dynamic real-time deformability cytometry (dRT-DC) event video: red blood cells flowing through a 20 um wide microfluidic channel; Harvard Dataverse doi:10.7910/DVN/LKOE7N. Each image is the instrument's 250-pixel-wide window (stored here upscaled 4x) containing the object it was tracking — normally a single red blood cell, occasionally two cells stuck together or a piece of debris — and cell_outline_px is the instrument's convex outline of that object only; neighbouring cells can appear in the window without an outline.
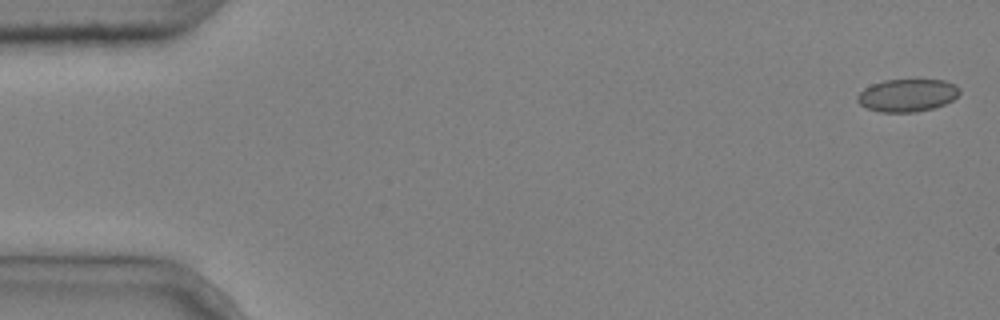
{"species": "common noctule bat (a hibernating species)", "species_latin": "Nyctalus noctula", "temperature_condition": "cold", "stored_images_in_passage": 6, "camera_frame_rate_fps": 3000, "um_per_image_px": 0.085, "animal": {"sex": "male", "body_mass_g": 20.4}, "frame": {"image": 1, "passage_image": 1, "time_ms": 0.0, "image_size_px": [1000, 320], "cell_outline_px": [[960, 92], [952, 100], [944, 104], [932, 108], [916, 112], [880, 112], [868, 108], [860, 104], [856, 100], [856, 96], [864, 88], [872, 84], [884, 80], [944, 80], [956, 84], [960, 88]], "centroid_in_image_um": [77.11, 8.09], "position_along_channel_um": 7.9, "area_um2": 19.42}}
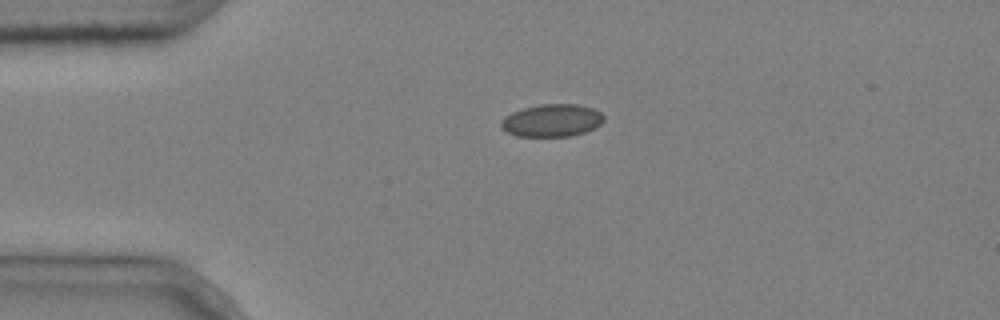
{"frame": {"image": 2, "passage_image": 4, "time_ms": 1.0, "image_size_px": [1000, 320], "cell_outline_px": [[604, 120], [600, 124], [584, 132], [568, 136], [516, 136], [500, 128], [500, 124], [504, 116], [512, 112], [524, 108], [540, 104], [576, 104], [592, 108], [600, 112], [604, 116]], "centroid_in_image_um": [46.88, 10.23], "position_along_channel_um": 38.1, "area_um2": 19.36}}